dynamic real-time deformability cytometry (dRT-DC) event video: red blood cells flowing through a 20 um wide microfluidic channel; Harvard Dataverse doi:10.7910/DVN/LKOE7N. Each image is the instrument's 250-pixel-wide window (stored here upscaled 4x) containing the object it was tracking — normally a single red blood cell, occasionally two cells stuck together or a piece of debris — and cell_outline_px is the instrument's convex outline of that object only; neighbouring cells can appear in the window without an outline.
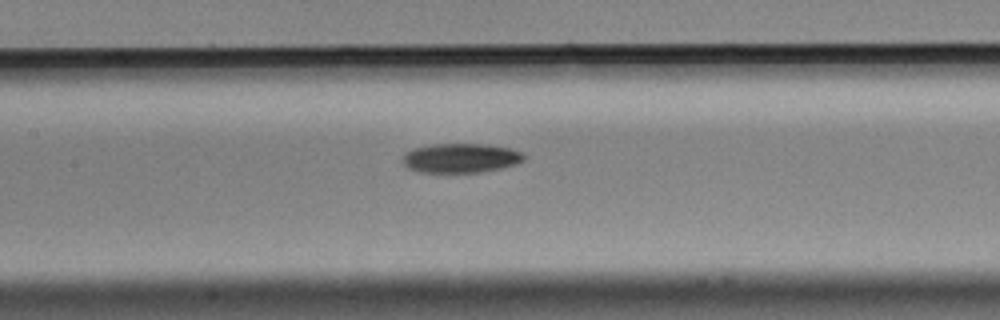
{"species": "Egyptian fruit bat (a non-hibernating species)", "species_latin": "Rousettus aegyptiacus", "temperature_condition": "cold", "stored_images_in_passage": 6, "segment_of_instrument_passage": [2, 2], "camera_frame_rate_fps": 3000, "um_per_image_px": 0.085, "animal": {"sex": "male"}, "frame": {"image": 1, "passage_image": 6, "time_ms": 1.667, "image_size_px": [1000, 320], "cell_outline_px": [[524, 160], [516, 164], [500, 168], [480, 172], [420, 172], [408, 168], [400, 160], [404, 152], [416, 148], [432, 144], [484, 144], [508, 148], [520, 152], [524, 156]], "centroid_in_image_um": [39.11, 13.43], "position_along_channel_um": 168.3, "area_um2": 20.63}}